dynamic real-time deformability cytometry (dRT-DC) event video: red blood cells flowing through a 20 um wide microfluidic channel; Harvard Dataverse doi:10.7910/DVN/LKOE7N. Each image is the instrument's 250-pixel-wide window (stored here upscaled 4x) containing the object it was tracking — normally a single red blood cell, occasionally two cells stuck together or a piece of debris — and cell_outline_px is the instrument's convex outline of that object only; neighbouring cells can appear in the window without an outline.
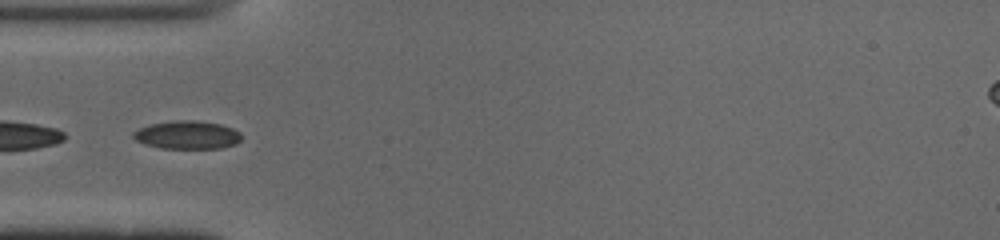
{"species": "common noctule bat (a hibernating species)", "species_latin": "Nyctalus noctula", "temperature_condition": "cold", "stored_images_in_passage": 25, "segment_of_instrument_passage": [2, 2], "camera_frame_rate_fps": 3000, "um_per_image_px": 0.085, "animal": {"sex": "male", "body_mass_g": 19.0, "forearm_length_mm": 50.8}, "frame": {"image": 1, "passage_image": 12, "time_ms": 3.667, "image_size_px": [1000, 240], "cell_outline_px": [[240, 140], [236, 144], [220, 148], [160, 148], [144, 144], [136, 140], [132, 136], [132, 132], [148, 124], [172, 120], [196, 120], [220, 124], [232, 128], [240, 132]], "centroid_in_image_um": [15.88, 11.46], "position_along_channel_um": 69.1, "area_um2": 17.86}}
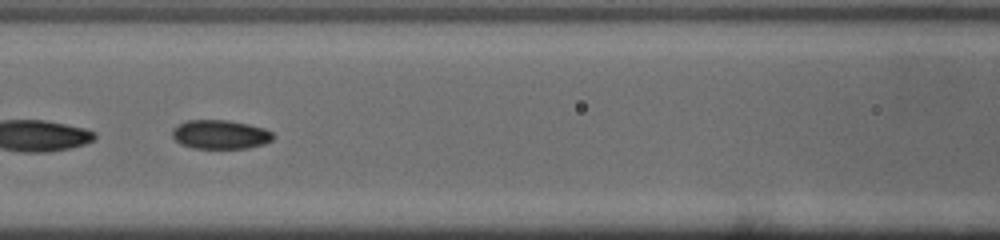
{"frame": {"image": 2, "passage_image": 18, "time_ms": 5.667, "image_size_px": [1000, 240], "cell_outline_px": [[276, 136], [272, 140], [264, 144], [248, 148], [192, 148], [180, 144], [172, 136], [172, 132], [180, 124], [188, 120], [228, 120], [248, 124], [264, 128], [272, 132]], "centroid_in_image_um": [18.77, 11.44], "position_along_channel_um": 147.8, "area_um2": 16.99}}